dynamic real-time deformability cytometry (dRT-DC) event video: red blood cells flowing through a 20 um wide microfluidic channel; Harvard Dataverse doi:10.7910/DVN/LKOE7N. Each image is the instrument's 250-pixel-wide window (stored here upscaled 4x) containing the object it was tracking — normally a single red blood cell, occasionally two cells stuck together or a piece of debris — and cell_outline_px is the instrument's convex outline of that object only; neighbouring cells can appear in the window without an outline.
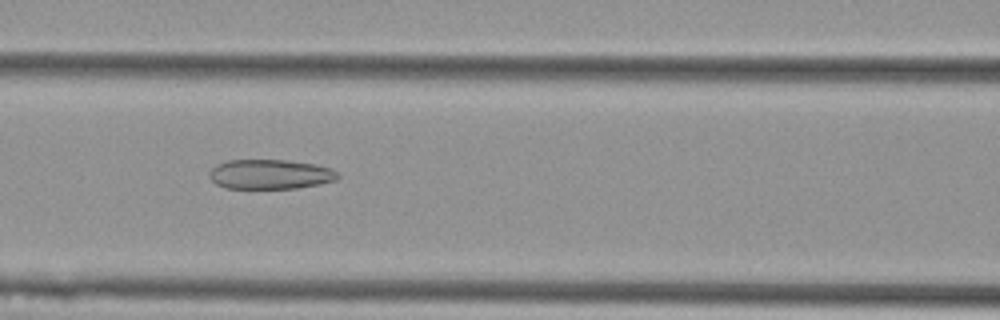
{"species": "Egyptian fruit bat (a non-hibernating species)", "species_latin": "Rousettus aegyptiacus", "temperature_condition": "cold", "stored_images_in_passage": 53, "camera_frame_rate_fps": 3000, "um_per_image_px": 0.085, "animal": {"sex": "female"}, "frame": {"image": 1, "passage_image": 23, "time_ms": 7.333, "image_size_px": [1000, 320], "cell_outline_px": [[340, 176], [336, 180], [320, 184], [296, 188], [224, 188], [216, 184], [208, 176], [208, 172], [216, 164], [228, 160], [288, 160], [316, 164], [332, 168]], "centroid_in_image_um": [22.96, 14.81], "position_along_channel_um": 143.6, "area_um2": 22.37}}
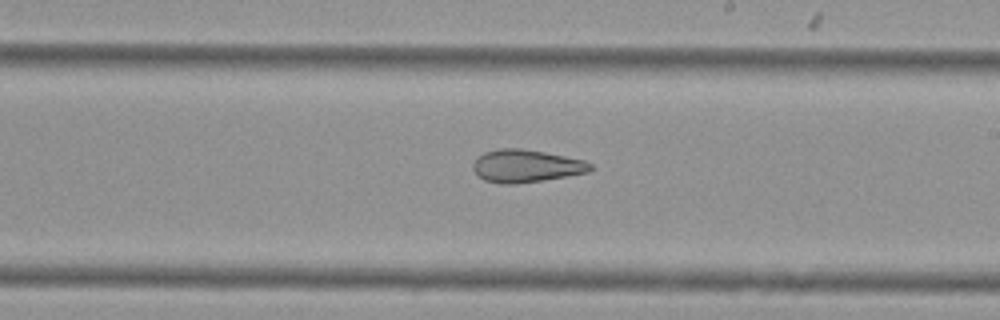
{"frame": {"image": 2, "passage_image": 31, "time_ms": 10.0, "image_size_px": [1000, 320], "cell_outline_px": [[592, 168], [588, 172], [544, 180], [516, 184], [500, 184], [484, 180], [472, 168], [472, 164], [476, 156], [484, 152], [496, 148], [520, 148], [544, 152], [584, 160], [592, 164]], "centroid_in_image_um": [44.67, 14.1], "position_along_channel_um": 244.3, "area_um2": 22.43}}
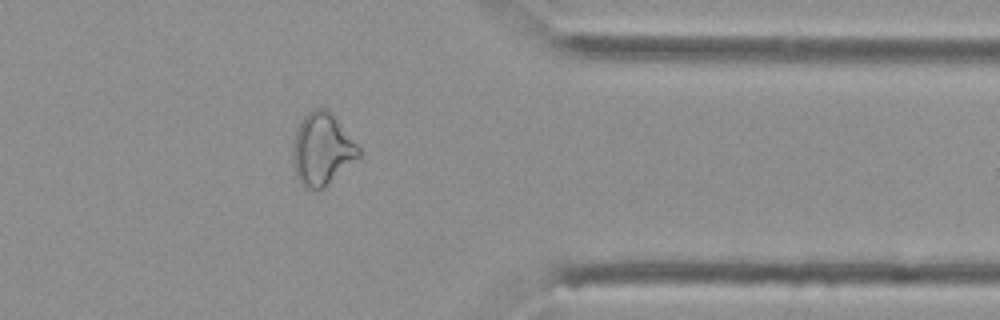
{"frame": {"image": 3, "passage_image": 43, "time_ms": 14.0, "image_size_px": [1000, 320], "cell_outline_px": [[360, 156], [324, 188], [316, 192], [304, 188], [300, 184], [296, 176], [292, 156], [292, 144], [296, 128], [300, 120], [308, 112], [316, 108], [328, 108], [360, 148]], "centroid_in_image_um": [27.34, 12.7], "position_along_channel_um": 384.1, "area_um2": 28.03}, "authors_computed_cell_mechanics": {"area_um2": 28.4376, "velocity_mm_per_s": 3.7883, "shape_relaxation_time_tau1_ms": null, "shape_relaxation_time_tau2_ms": 3.4616, "deformation_change_tau1": null, "deformation_change_tau2": 0.1243}}